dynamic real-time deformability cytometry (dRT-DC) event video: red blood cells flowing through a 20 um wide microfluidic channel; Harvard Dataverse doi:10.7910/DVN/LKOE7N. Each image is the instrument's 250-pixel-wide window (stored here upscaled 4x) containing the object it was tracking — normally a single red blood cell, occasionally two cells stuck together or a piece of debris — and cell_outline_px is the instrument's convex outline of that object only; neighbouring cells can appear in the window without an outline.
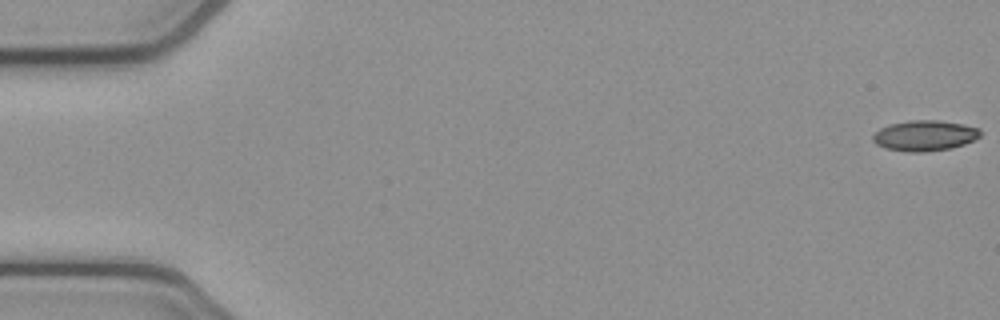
{"species": "common noctule bat (a hibernating species)", "species_latin": "Nyctalus noctula", "temperature_condition": "cold", "stored_images_in_passage": 11, "camera_frame_rate_fps": 3000, "um_per_image_px": 0.085, "animal": {"sex": "female", "body_mass_g": 21.9}, "frame": {"image": 1, "passage_image": 1, "time_ms": 0.0, "image_size_px": [1000, 320], "cell_outline_px": [[980, 136], [964, 144], [952, 148], [924, 152], [904, 152], [884, 148], [876, 144], [872, 140], [872, 136], [880, 128], [888, 124], [908, 120], [940, 120], [964, 124], [980, 128]], "centroid_in_image_um": [78.57, 11.52], "position_along_channel_um": 6.4, "area_um2": 19.36}}